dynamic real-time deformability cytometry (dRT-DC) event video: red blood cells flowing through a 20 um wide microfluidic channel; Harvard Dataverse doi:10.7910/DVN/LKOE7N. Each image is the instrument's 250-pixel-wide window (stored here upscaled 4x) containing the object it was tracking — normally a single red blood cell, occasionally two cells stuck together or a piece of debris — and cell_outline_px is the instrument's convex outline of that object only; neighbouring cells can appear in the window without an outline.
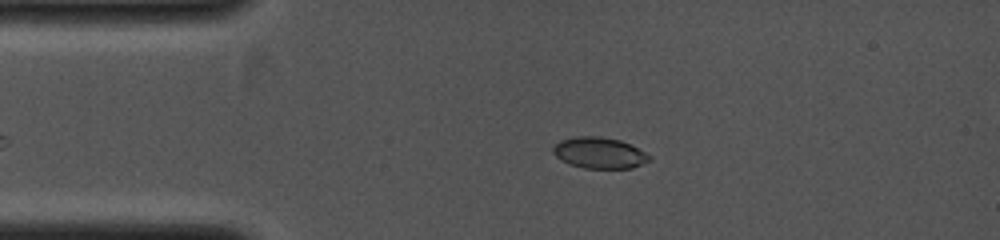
{"species": "common noctule bat (a hibernating species)", "species_latin": "Nyctalus noctula", "temperature_condition": "cold", "stored_images_in_passage": 35, "camera_frame_rate_fps": 4000, "um_per_image_px": 0.085, "animal": {"sex": "female", "body_mass_g": 19.0, "forearm_length_mm": 53.3}, "frame": {"image": 1, "passage_image": 3, "time_ms": 0.5, "image_size_px": [1000, 240], "cell_outline_px": [[652, 160], [632, 168], [584, 168], [568, 164], [560, 160], [552, 152], [552, 148], [560, 140], [576, 136], [600, 136], [620, 140], [652, 156]], "centroid_in_image_um": [50.93, 13.0], "position_along_channel_um": 34.1, "area_um2": 17.51}}
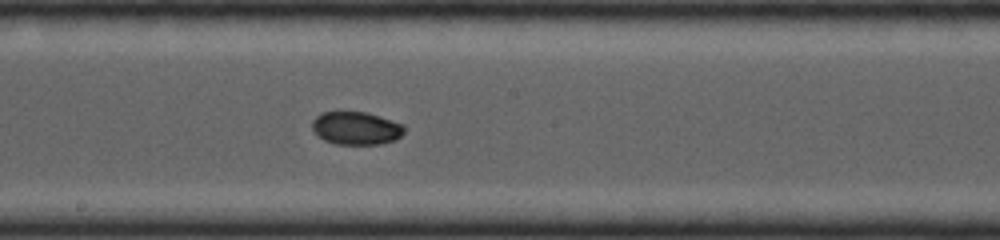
{"frame": {"image": 2, "passage_image": 17, "time_ms": 4.0, "image_size_px": [1000, 240], "cell_outline_px": [[404, 132], [396, 140], [380, 144], [336, 144], [324, 140], [312, 128], [312, 120], [320, 112], [340, 108], [368, 112], [404, 124]], "centroid_in_image_um": [30.25, 10.83], "position_along_channel_um": 218.0, "area_um2": 18.44}}
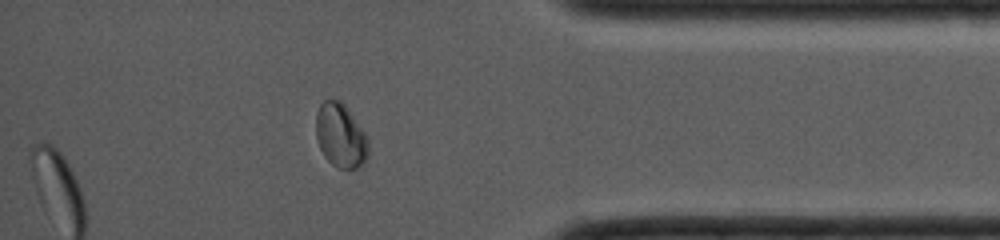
{"frame": {"image": 3, "passage_image": 30, "time_ms": 7.25, "image_size_px": [1000, 240], "cell_outline_px": [[368, 156], [364, 164], [360, 168], [336, 168], [324, 156], [320, 148], [316, 136], [316, 112], [320, 104], [324, 100], [340, 100], [344, 104], [364, 132], [368, 140]], "centroid_in_image_um": [28.95, 11.54], "position_along_channel_um": 406.3, "area_um2": 19.54}}